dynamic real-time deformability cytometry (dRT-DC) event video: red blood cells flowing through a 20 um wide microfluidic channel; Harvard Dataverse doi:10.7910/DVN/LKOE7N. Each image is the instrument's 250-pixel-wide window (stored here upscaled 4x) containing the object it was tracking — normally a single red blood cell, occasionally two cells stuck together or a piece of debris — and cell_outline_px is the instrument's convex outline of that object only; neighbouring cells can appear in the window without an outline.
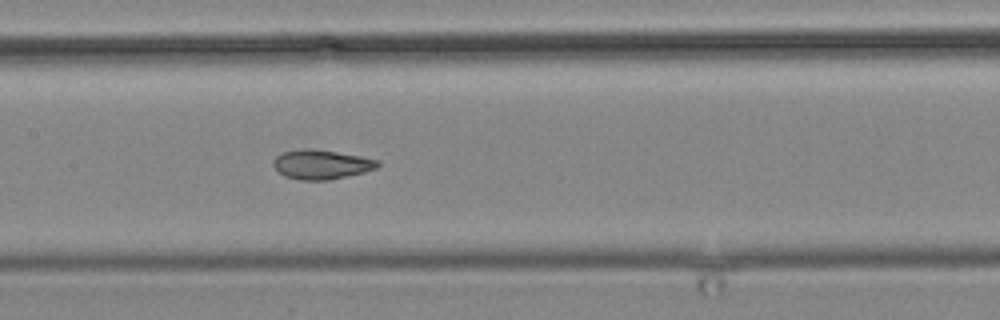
{"species": "common noctule bat (a hibernating species)", "species_latin": "Nyctalus noctula", "temperature_condition": "cold", "stored_images_in_passage": 13, "camera_frame_rate_fps": 3000, "um_per_image_px": 0.085, "animal": {"sex": "male", "body_mass_g": 19.2, "forearm_length_mm": 51.8}, "frame": {"image": 1, "passage_image": 13, "time_ms": 16.0, "image_size_px": [1000, 320], "cell_outline_px": [[380, 164], [376, 168], [364, 172], [328, 180], [300, 180], [284, 176], [272, 164], [276, 156], [284, 152], [336, 152], [360, 156], [380, 160]], "centroid_in_image_um": [27.38, 14.03], "position_along_channel_um": 180.0, "area_um2": 16.88}}